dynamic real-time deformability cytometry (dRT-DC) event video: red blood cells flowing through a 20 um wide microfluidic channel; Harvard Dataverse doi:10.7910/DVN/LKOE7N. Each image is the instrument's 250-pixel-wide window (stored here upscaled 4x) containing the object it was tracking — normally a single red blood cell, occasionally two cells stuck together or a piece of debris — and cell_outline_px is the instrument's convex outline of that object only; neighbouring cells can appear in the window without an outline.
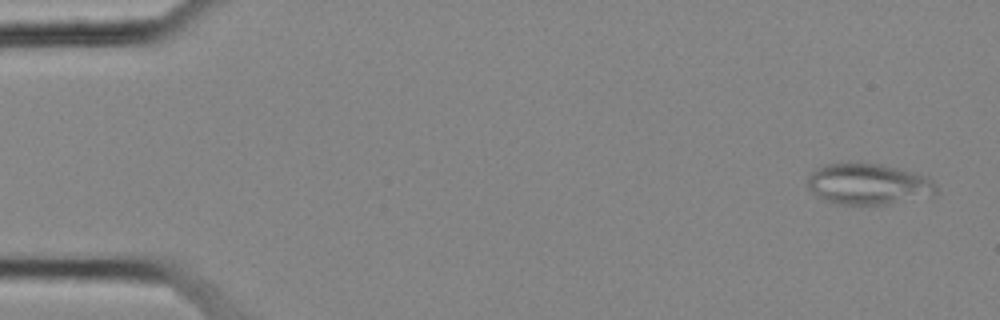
{"species": "common noctule bat (a hibernating species)", "species_latin": "Nyctalus noctula", "temperature_condition": "cold", "stored_images_in_passage": 56, "segment_of_instrument_passage": [1, 2], "camera_frame_rate_fps": 3000, "um_per_image_px": 0.085, "animal": {"sex": "female", "body_mass_g": 25.1}, "frame": {"image": 1, "passage_image": 3, "time_ms": 0.667, "image_size_px": [1000, 320], "cell_outline_px": [[936, 192], [932, 196], [888, 204], [840, 204], [824, 200], [816, 196], [808, 188], [808, 176], [816, 168], [824, 164], [856, 160], [880, 164], [912, 172], [924, 176], [936, 188]], "centroid_in_image_um": [73.72, 15.62], "position_along_channel_um": 11.3, "area_um2": 31.04}}